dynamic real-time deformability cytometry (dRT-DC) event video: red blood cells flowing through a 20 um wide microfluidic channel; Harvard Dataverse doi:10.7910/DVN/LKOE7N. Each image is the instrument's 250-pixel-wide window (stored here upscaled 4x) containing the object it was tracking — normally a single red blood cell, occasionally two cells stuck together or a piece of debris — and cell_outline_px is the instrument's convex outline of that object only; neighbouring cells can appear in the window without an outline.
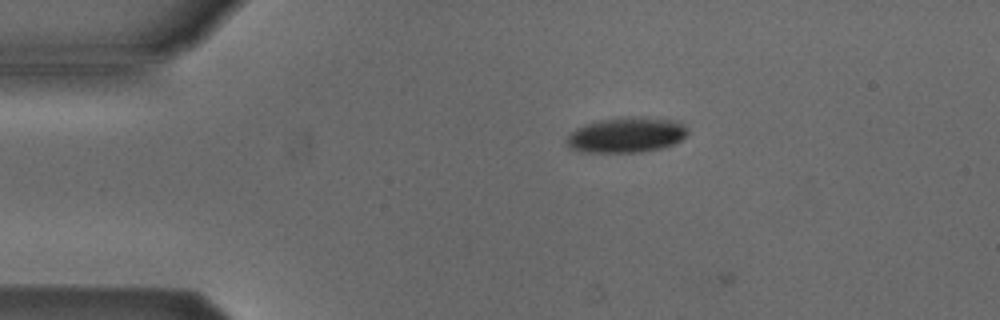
{"species": "Egyptian fruit bat (a non-hibernating species)", "species_latin": "Rousettus aegyptiacus", "temperature_condition": "cold", "stored_images_in_passage": 4, "camera_frame_rate_fps": 3000, "um_per_image_px": 0.085, "animal": {"sex": "male"}, "frame": {"image": 1, "passage_image": 3, "time_ms": 0.667, "image_size_px": [1000, 320], "cell_outline_px": [[688, 136], [672, 144], [660, 148], [640, 152], [580, 152], [568, 148], [568, 136], [576, 128], [600, 120], [620, 116], [640, 116], [680, 120], [688, 132]], "centroid_in_image_um": [53.28, 11.45], "position_along_channel_um": 31.7, "area_um2": 25.09}}